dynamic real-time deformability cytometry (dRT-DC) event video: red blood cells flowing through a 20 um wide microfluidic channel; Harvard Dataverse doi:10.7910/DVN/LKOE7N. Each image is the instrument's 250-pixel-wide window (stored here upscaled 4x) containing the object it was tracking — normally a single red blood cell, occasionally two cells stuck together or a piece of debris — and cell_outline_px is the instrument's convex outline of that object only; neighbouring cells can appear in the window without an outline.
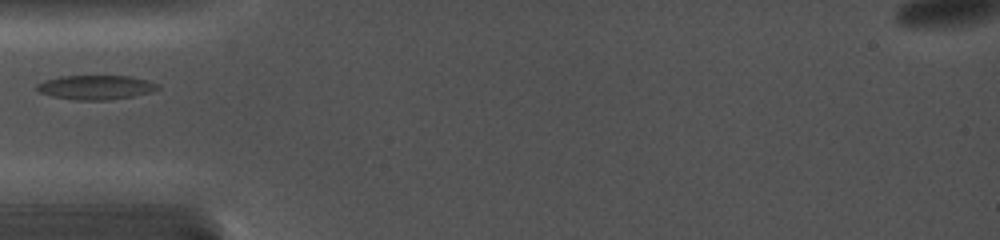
{"species": "common noctule bat (a hibernating species)", "species_latin": "Nyctalus noctula", "temperature_condition": "cold", "stored_images_in_passage": 22, "camera_frame_rate_fps": 5000, "um_per_image_px": 0.085, "animal": {"sex": "female", "body_mass_g": 19.0, "forearm_length_mm": 56.7}, "frame": {"image": 1, "passage_image": 1, "time_ms": 0.0, "image_size_px": [1000, 240], "cell_outline_px": [[160, 88], [152, 92], [132, 96], [108, 100], [76, 100], [52, 96], [36, 92], [36, 84], [44, 80], [64, 76], [132, 76], [148, 80], [160, 84]], "centroid_in_image_um": [8.15, 7.42], "position_along_channel_um": 76.8, "area_um2": 17.28}}
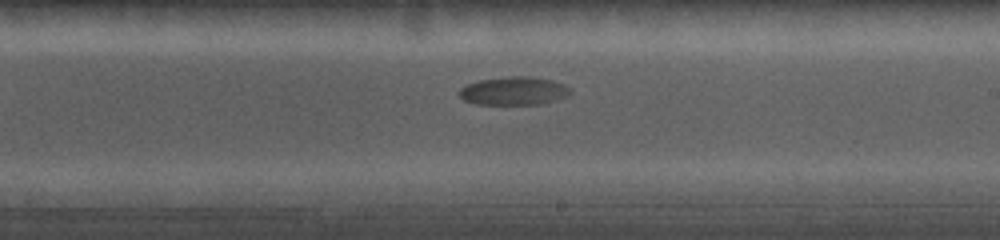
{"frame": {"image": 2, "passage_image": 11, "time_ms": 4.8, "image_size_px": [1000, 240], "cell_outline_px": [[572, 92], [568, 96], [544, 104], [476, 104], [464, 100], [456, 92], [460, 88], [468, 84], [480, 80], [508, 76], [528, 76], [552, 80], [572, 88]], "centroid_in_image_um": [43.69, 7.73], "position_along_channel_um": 245.3, "area_um2": 18.44}}
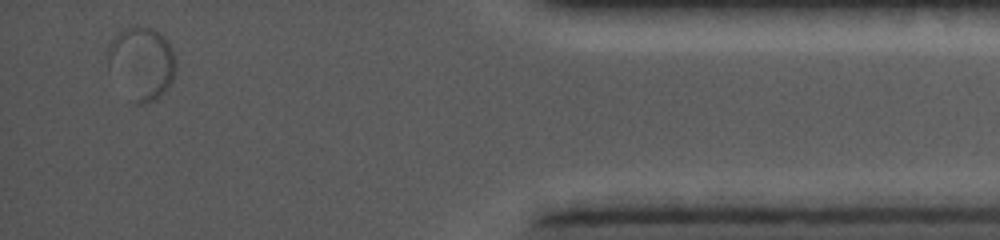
{"frame": {"image": 3, "passage_image": 22, "time_ms": 11.0, "image_size_px": [1000, 240], "cell_outline_px": [[176, 68], [172, 80], [168, 88], [160, 96], [148, 104], [136, 104], [108, 68], [104, 52], [108, 44], [124, 28], [152, 28], [160, 32], [168, 40], [172, 48], [176, 64]], "centroid_in_image_um": [12.04, 5.36], "position_along_channel_um": 423.2, "area_um2": 28.78}}